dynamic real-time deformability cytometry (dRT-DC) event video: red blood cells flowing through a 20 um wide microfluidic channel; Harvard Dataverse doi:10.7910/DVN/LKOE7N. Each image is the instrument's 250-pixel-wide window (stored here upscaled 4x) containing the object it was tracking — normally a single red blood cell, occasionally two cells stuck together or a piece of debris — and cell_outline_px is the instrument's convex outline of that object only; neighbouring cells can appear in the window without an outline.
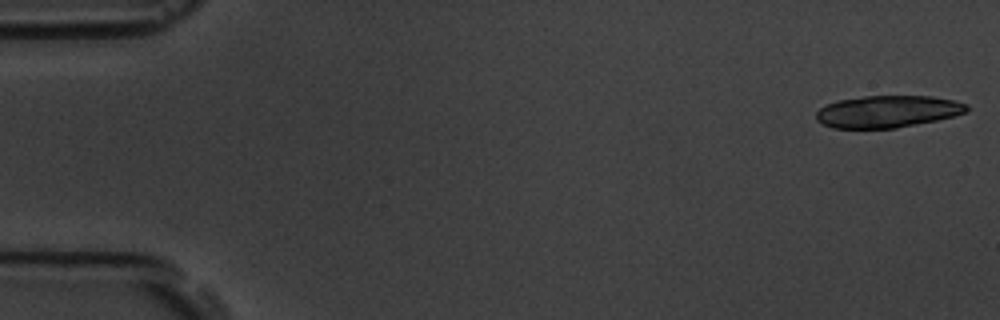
{"species": "common noctule bat (a hibernating species)", "species_latin": "Nyctalus noctula", "temperature_condition": "room temperature", "stored_images_in_passage": 4, "camera_frame_rate_fps": 3000, "um_per_image_px": 0.085, "animal": {"sex": "male", "body_mass_g": 19.5, "forearm_length_mm": 54.6}, "frame": {"image": 1, "passage_image": 1, "time_ms": 0.0, "image_size_px": [1000, 320], "cell_outline_px": [[968, 108], [964, 112], [952, 116], [936, 120], [896, 128], [832, 128], [816, 120], [816, 112], [820, 108], [828, 104], [840, 100], [864, 96], [932, 96], [952, 100], [968, 104]], "centroid_in_image_um": [75.42, 9.48], "position_along_channel_um": 9.6, "area_um2": 27.8}}